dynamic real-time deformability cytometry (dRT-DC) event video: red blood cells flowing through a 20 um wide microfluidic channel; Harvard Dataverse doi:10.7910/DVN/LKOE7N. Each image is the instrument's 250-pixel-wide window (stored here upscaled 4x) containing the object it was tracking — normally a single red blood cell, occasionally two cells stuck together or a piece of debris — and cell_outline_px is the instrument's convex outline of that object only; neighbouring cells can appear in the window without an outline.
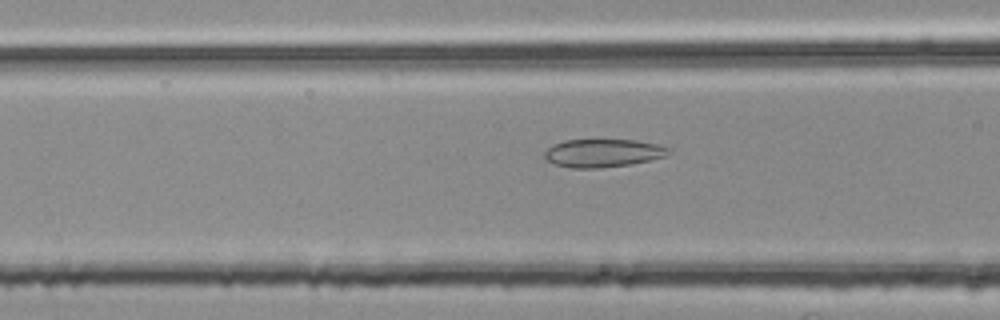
{"species": "common noctule bat (a hibernating species)", "species_latin": "Nyctalus noctula", "temperature_condition": "room temperature", "stored_images_in_passage": 39, "camera_frame_rate_fps": 3000, "um_per_image_px": 0.085, "animal": {"sex": "female", "body_mass_g": 25.1}, "frame": {"image": 1, "passage_image": 16, "time_ms": 5.0, "image_size_px": [1000, 320], "cell_outline_px": [[672, 152], [664, 156], [652, 160], [628, 164], [600, 168], [572, 168], [556, 164], [548, 160], [544, 156], [544, 152], [552, 144], [564, 140], [636, 140], [656, 144], [672, 148]], "centroid_in_image_um": [51.27, 13.0], "position_along_channel_um": 115.3, "area_um2": 20.29}}
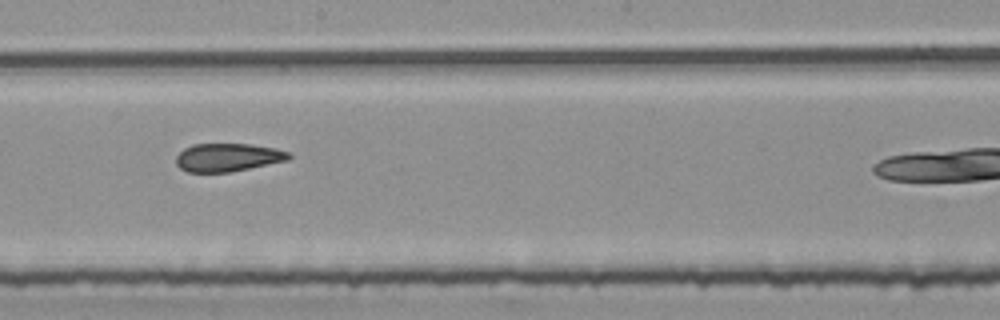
{"frame": {"image": 2, "passage_image": 25, "time_ms": 8.0, "image_size_px": [1000, 320], "cell_outline_px": [[292, 156], [288, 160], [228, 172], [188, 172], [180, 168], [176, 164], [176, 156], [184, 148], [192, 144], [248, 144], [276, 148], [288, 152]], "centroid_in_image_um": [19.34, 13.37], "position_along_channel_um": 228.9, "area_um2": 18.38}}
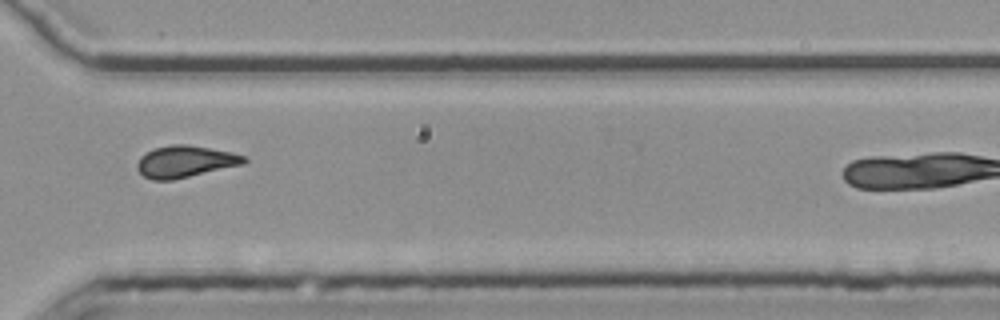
{"frame": {"image": 3, "passage_image": 35, "time_ms": 11.333, "image_size_px": [1000, 320], "cell_outline_px": [[248, 160], [244, 164], [172, 180], [152, 180], [144, 176], [136, 168], [136, 164], [140, 156], [144, 152], [152, 148], [172, 144], [184, 144], [232, 152], [248, 156]], "centroid_in_image_um": [15.72, 13.72], "position_along_channel_um": 354.9, "area_um2": 19.94}}